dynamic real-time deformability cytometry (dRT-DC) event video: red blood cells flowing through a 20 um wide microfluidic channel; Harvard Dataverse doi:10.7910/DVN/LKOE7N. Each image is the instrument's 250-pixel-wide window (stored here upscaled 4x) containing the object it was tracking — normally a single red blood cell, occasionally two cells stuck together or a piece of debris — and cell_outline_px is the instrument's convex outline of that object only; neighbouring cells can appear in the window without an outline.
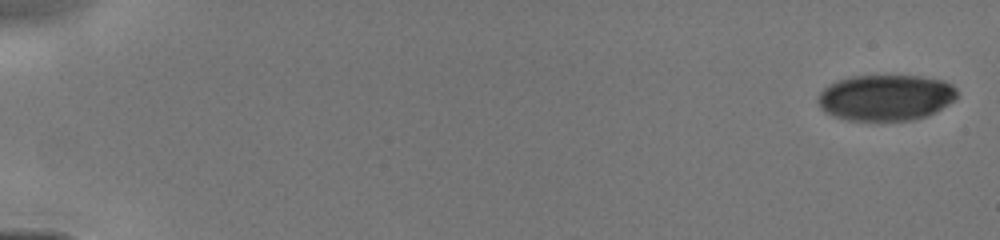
{"species": "human", "species_latin": "Homo sapiens", "temperature_condition": "cold", "stored_images_in_passage": 12, "camera_frame_rate_fps": 3000, "um_per_image_px": 0.085, "donor": {"sex": "male"}, "frame": {"image": 1, "passage_image": 1, "time_ms": 0.0, "image_size_px": [1000, 240], "cell_outline_px": [[956, 100], [936, 112], [928, 116], [912, 120], [848, 120], [832, 116], [824, 112], [820, 108], [816, 100], [816, 96], [824, 88], [836, 80], [852, 76], [920, 76], [944, 80], [952, 84], [956, 88]], "centroid_in_image_um": [75.28, 8.3], "position_along_channel_um": 9.7, "area_um2": 37.74}}
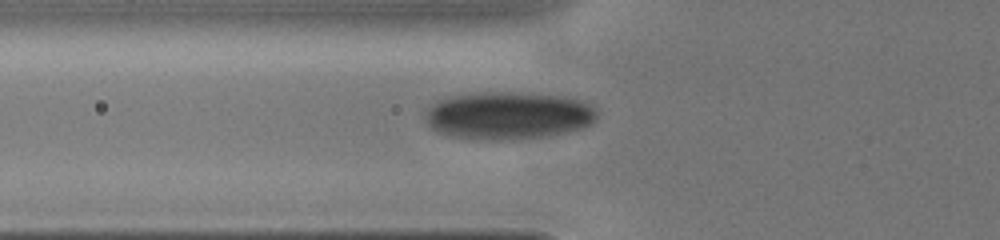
{"frame": {"image": 2, "passage_image": 11, "time_ms": 5.667, "image_size_px": [1000, 240], "cell_outline_px": [[596, 120], [592, 124], [584, 128], [568, 132], [512, 140], [472, 140], [448, 136], [436, 132], [428, 124], [424, 112], [428, 104], [436, 100], [448, 96], [464, 92], [528, 92], [560, 96], [576, 100], [588, 104], [596, 108]], "centroid_in_image_um": [43.1, 9.81], "position_along_channel_um": 82.7, "area_um2": 48.73}}